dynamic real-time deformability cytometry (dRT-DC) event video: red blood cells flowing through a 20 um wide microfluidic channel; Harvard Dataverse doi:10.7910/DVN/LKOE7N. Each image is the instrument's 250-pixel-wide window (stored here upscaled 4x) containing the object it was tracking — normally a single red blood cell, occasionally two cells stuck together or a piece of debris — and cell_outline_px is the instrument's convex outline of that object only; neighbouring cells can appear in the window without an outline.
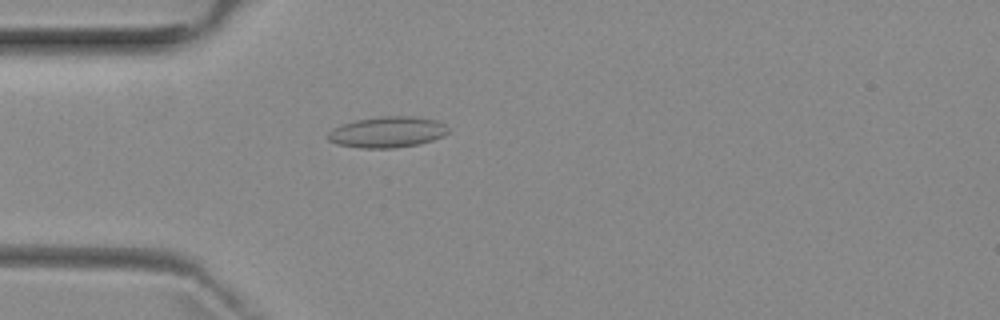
{"species": "common noctule bat (a hibernating species)", "species_latin": "Nyctalus noctula", "temperature_condition": "room temperature", "stored_images_in_passage": 5, "camera_frame_rate_fps": 3000, "um_per_image_px": 0.085, "animal": {"sex": "female", "body_mass_g": 29.2, "forearm_length_mm": 56.3}, "frame": {"image": 1, "passage_image": 5, "time_ms": 4.667, "image_size_px": [1000, 320], "cell_outline_px": [[448, 132], [444, 136], [420, 144], [392, 148], [360, 148], [336, 144], [328, 140], [328, 132], [332, 128], [356, 120], [384, 116], [412, 116], [436, 120], [444, 124], [448, 128]], "centroid_in_image_um": [32.92, 11.23], "position_along_channel_um": 52.1, "area_um2": 21.68}}